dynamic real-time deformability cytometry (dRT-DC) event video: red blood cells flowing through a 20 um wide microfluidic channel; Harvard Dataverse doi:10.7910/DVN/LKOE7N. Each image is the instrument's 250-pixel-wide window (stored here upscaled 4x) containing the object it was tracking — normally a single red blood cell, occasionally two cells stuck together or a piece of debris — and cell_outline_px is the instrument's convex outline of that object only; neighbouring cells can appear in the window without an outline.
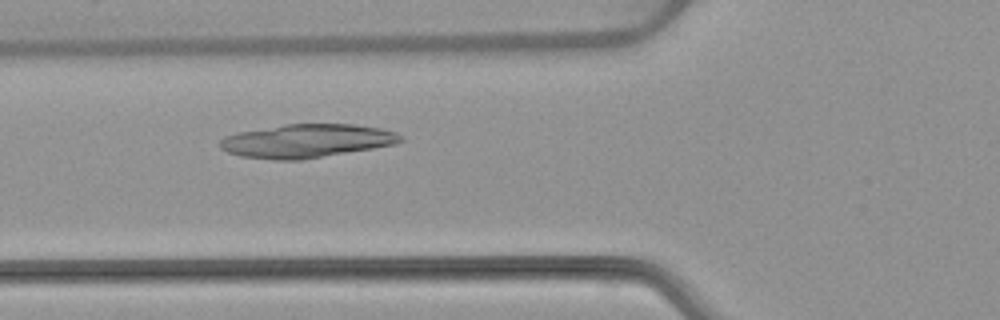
{"species": "common noctule bat (a hibernating species)", "species_latin": "Nyctalus noctula", "temperature_condition": "warm", "stored_images_in_passage": 51, "camera_frame_rate_fps": 3000, "um_per_image_px": 0.085, "animal": {"sex": "female", "body_mass_g": 22.7, "forearm_length_mm": 54.2}, "frame": {"image": 1, "passage_image": 18, "time_ms": 5.667, "image_size_px": [1000, 320], "cell_outline_px": [[404, 140], [396, 144], [300, 160], [272, 160], [240, 156], [228, 152], [220, 148], [220, 140], [224, 136], [236, 132], [284, 124], [352, 124], [380, 128], [396, 132]], "centroid_in_image_um": [26.02, 11.97], "position_along_channel_um": 99.8, "area_um2": 35.26}}
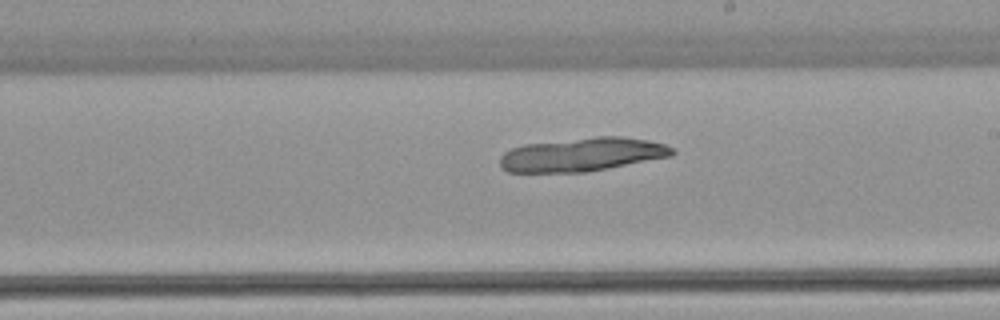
{"frame": {"image": 2, "passage_image": 29, "time_ms": 9.333, "image_size_px": [1000, 320], "cell_outline_px": [[676, 152], [672, 156], [608, 168], [584, 172], [508, 172], [500, 168], [500, 156], [504, 152], [512, 148], [524, 144], [596, 136], [620, 136], [648, 140], [664, 144], [672, 148]], "centroid_in_image_um": [49.47, 13.13], "position_along_channel_um": 239.5, "area_um2": 33.81}}
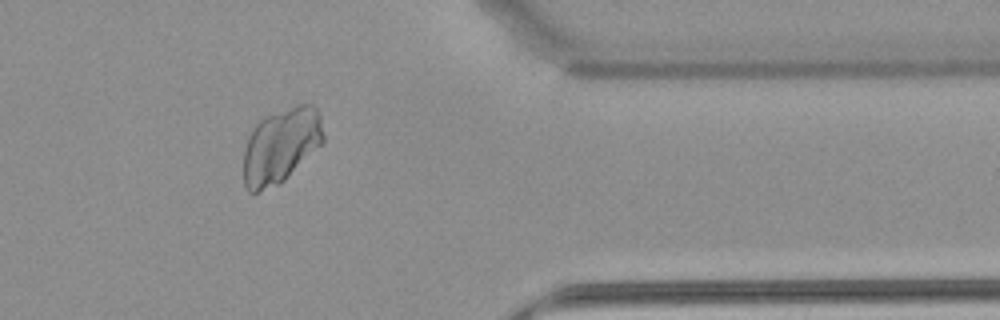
{"frame": {"image": 3, "passage_image": 42, "time_ms": 13.667, "image_size_px": [1000, 320], "cell_outline_px": [[324, 140], [280, 184], [256, 192], [248, 192], [244, 188], [244, 148], [248, 136], [256, 124], [264, 116], [296, 104], [312, 104], [316, 108], [320, 116], [324, 136]], "centroid_in_image_um": [23.84, 12.37], "position_along_channel_um": 387.6, "area_um2": 34.74}}